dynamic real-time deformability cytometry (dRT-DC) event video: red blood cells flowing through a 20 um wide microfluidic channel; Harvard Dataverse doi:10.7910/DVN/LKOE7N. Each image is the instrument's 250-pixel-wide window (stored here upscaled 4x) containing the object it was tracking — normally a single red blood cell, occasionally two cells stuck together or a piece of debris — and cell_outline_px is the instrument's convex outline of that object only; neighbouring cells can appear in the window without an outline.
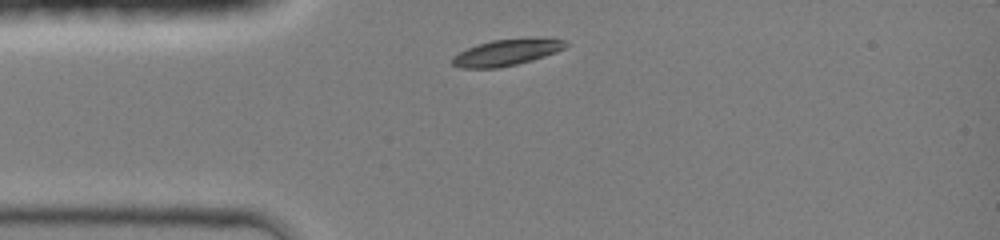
{"species": "common noctule bat (a hibernating species)", "species_latin": "Nyctalus noctula", "temperature_condition": "room temperature", "stored_images_in_passage": 30, "camera_frame_rate_fps": 3000, "um_per_image_px": 0.085, "animal": {"sex": "female", "body_mass_g": 19.0, "forearm_length_mm": 51.5}, "frame": {"image": 1, "passage_image": 1, "time_ms": 0.0, "image_size_px": [1000, 240], "cell_outline_px": [[568, 44], [564, 48], [556, 52], [532, 60], [516, 64], [496, 68], [460, 68], [452, 64], [452, 56], [476, 44], [492, 40], [536, 36], [544, 36], [564, 40]], "centroid_in_image_um": [43.1, 4.42], "position_along_channel_um": 41.9, "area_um2": 17.74}}
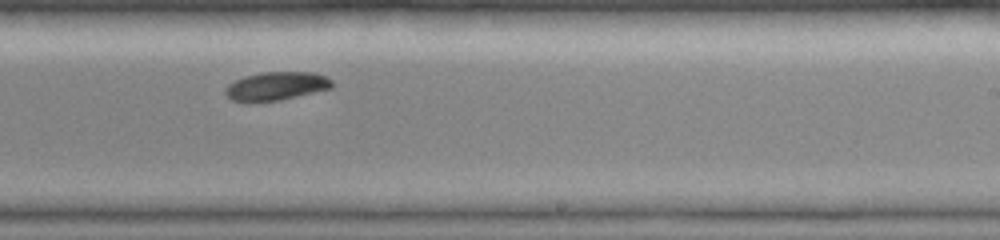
{"frame": {"image": 2, "passage_image": 18, "time_ms": 5.667, "image_size_px": [1000, 240], "cell_outline_px": [[332, 88], [280, 100], [232, 100], [224, 92], [228, 84], [244, 76], [264, 72], [316, 72], [332, 80]], "centroid_in_image_um": [23.53, 7.29], "position_along_channel_um": 265.5, "area_um2": 17.22}}
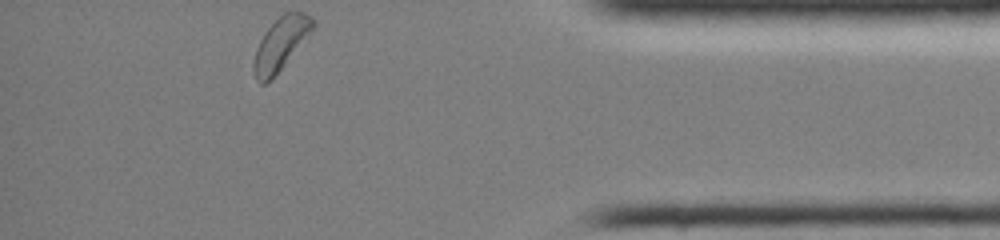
{"frame": {"image": 3, "passage_image": 30, "time_ms": 9.667, "image_size_px": [1000, 240], "cell_outline_px": [[316, 24], [284, 64], [264, 84], [260, 84], [256, 80], [252, 72], [252, 64], [256, 48], [264, 32], [284, 12], [304, 12], [312, 16], [316, 20]], "centroid_in_image_um": [23.82, 3.7], "position_along_channel_um": 411.4, "area_um2": 17.69}, "authors_computed_cell_mechanics": {"area_um2": 18.1492, "velocity_mm_per_s": 4.2299, "shape_relaxation_time_tau1_ms": 1.8969, "shape_relaxation_time_tau2_ms": null, "deformation_change_tau1": 0.0835, "deformation_change_tau2": null}}